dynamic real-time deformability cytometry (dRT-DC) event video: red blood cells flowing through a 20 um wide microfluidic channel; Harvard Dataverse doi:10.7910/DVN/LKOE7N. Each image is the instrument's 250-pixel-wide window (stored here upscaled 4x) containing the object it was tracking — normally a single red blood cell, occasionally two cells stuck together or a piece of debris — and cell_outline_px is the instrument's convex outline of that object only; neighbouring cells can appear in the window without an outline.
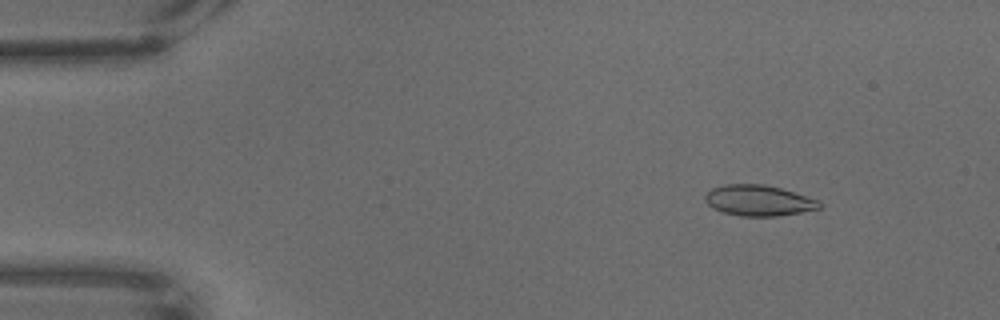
{"species": "common noctule bat (a hibernating species)", "species_latin": "Nyctalus noctula", "temperature_condition": "warm", "stored_images_in_passage": 67, "camera_frame_rate_fps": 3000, "um_per_image_px": 0.085, "animal": {"sex": "male", "body_mass_g": 18.8}, "frame": {"image": 1, "passage_image": 8, "time_ms": 2.333, "image_size_px": [1000, 320], "cell_outline_px": [[820, 208], [800, 212], [776, 216], [740, 216], [724, 212], [712, 208], [704, 200], [704, 196], [712, 188], [724, 184], [764, 184], [780, 188], [820, 200]], "centroid_in_image_um": [64.46, 17.03], "position_along_channel_um": 20.5, "area_um2": 20.4}}
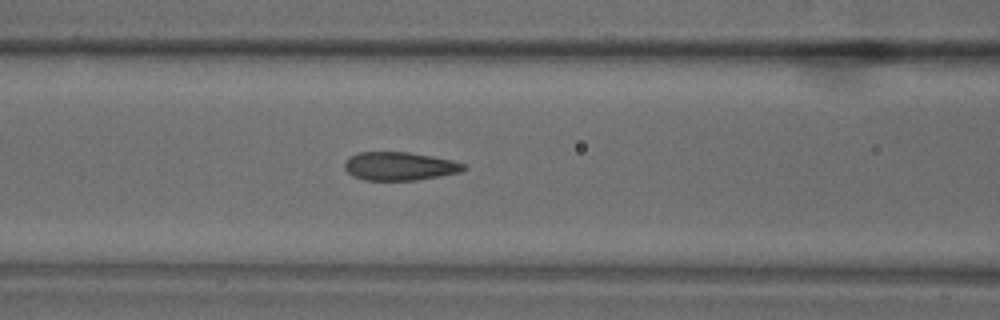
{"frame": {"image": 2, "passage_image": 28, "time_ms": 9.0, "image_size_px": [1000, 320], "cell_outline_px": [[468, 168], [460, 172], [440, 176], [416, 180], [364, 180], [352, 176], [344, 168], [344, 164], [348, 156], [360, 152], [408, 152], [432, 156], [452, 160], [464, 164]], "centroid_in_image_um": [33.95, 14.12], "position_along_channel_um": 132.7, "area_um2": 19.77}}
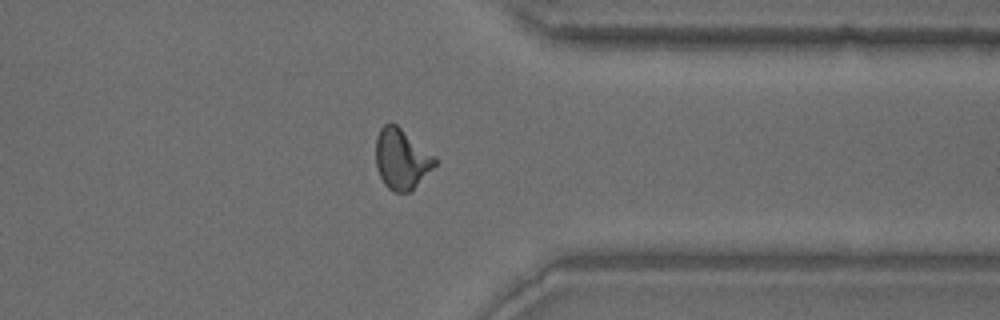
{"frame": {"image": 3, "passage_image": 53, "time_ms": 17.333, "image_size_px": [1000, 320], "cell_outline_px": [[436, 164], [408, 192], [396, 192], [388, 188], [384, 184], [376, 168], [376, 136], [380, 128], [384, 124], [396, 124], [436, 156]], "centroid_in_image_um": [34.11, 13.49], "position_along_channel_um": 377.3, "area_um2": 20.52}}